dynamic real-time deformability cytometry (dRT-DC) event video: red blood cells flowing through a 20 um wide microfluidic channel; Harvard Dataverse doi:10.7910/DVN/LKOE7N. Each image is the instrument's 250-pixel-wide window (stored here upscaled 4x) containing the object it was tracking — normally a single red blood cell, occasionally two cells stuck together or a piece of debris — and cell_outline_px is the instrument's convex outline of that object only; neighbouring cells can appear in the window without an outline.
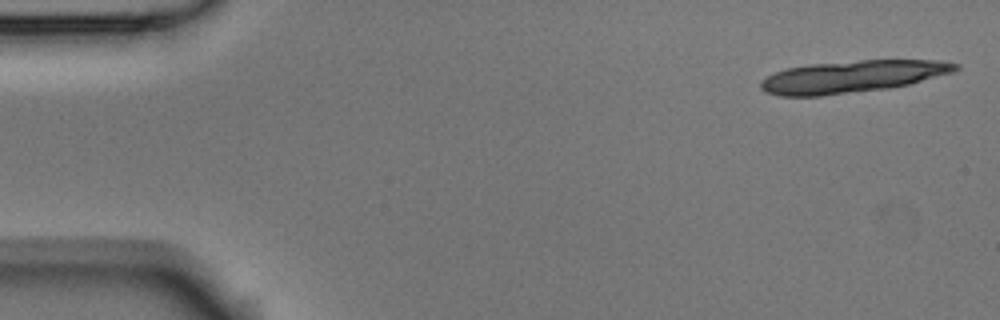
{"species": "Egyptian fruit bat (a non-hibernating species)", "species_latin": "Rousettus aegyptiacus", "temperature_condition": "room temperature", "stored_images_in_passage": 5, "segment_of_instrument_passage": [1, 2], "camera_frame_rate_fps": 3000, "um_per_image_px": 0.085, "animal": {"sex": "male"}, "frame": {"image": 1, "passage_image": 1, "time_ms": 0.0, "image_size_px": [1000, 320], "cell_outline_px": [[960, 68], [952, 72], [908, 84], [888, 88], [820, 96], [780, 96], [764, 92], [760, 88], [760, 80], [776, 72], [788, 68], [808, 64], [860, 60], [944, 60], [960, 64]], "centroid_in_image_um": [72.43, 6.5], "position_along_channel_um": 12.6, "area_um2": 36.41}}